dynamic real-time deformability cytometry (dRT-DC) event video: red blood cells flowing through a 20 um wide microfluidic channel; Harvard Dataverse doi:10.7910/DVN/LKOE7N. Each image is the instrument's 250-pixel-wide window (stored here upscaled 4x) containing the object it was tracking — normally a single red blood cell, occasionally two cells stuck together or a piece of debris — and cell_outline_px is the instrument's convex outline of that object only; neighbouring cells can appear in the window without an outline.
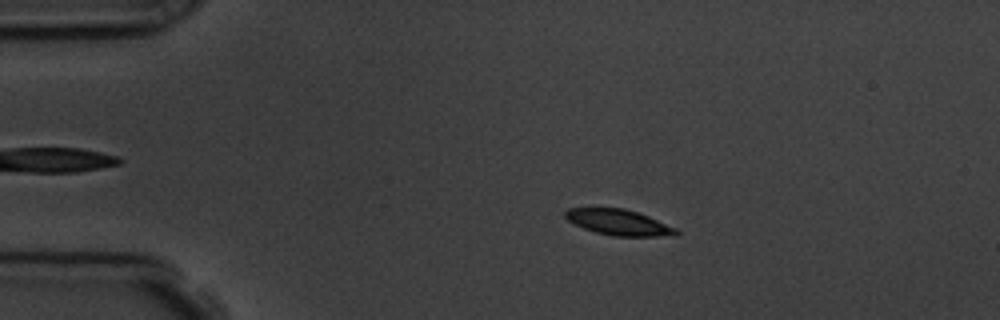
{"species": "common noctule bat (a hibernating species)", "species_latin": "Nyctalus noctula", "temperature_condition": "room temperature", "stored_images_in_passage": 15, "camera_frame_rate_fps": 3000, "um_per_image_px": 0.085, "animal": {"sex": "male", "body_mass_g": 19.5, "forearm_length_mm": 54.6}, "frame": {"image": 1, "passage_image": 3, "time_ms": 2.333, "image_size_px": [1000, 320], "cell_outline_px": [[680, 232], [676, 236], [612, 236], [596, 232], [584, 228], [568, 220], [564, 216], [564, 212], [568, 208], [624, 208], [640, 212], [676, 228]], "centroid_in_image_um": [52.63, 18.9], "position_along_channel_um": 32.4, "area_um2": 16.7}}
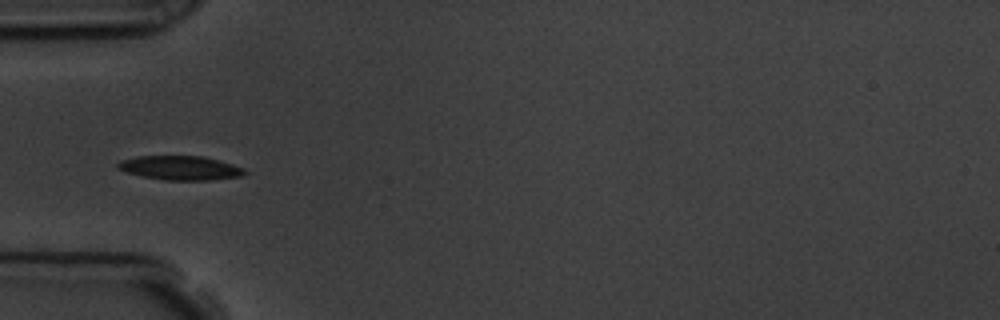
{"frame": {"image": 2, "passage_image": 5, "time_ms": 4.667, "image_size_px": [1000, 320], "cell_outline_px": [[248, 172], [244, 176], [212, 180], [164, 180], [140, 176], [116, 168], [116, 164], [120, 160], [136, 156], [204, 156], [232, 164], [244, 168]], "centroid_in_image_um": [15.33, 14.27], "position_along_channel_um": 69.7, "area_um2": 18.03}}
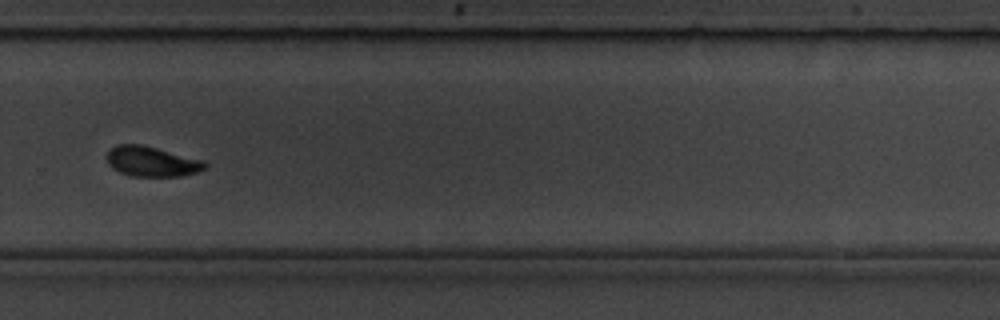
{"frame": {"image": 3, "passage_image": 11, "time_ms": 11.333, "image_size_px": [1000, 320], "cell_outline_px": [[208, 168], [196, 172], [180, 176], [132, 176], [120, 172], [112, 168], [108, 164], [108, 152], [116, 144], [140, 144], [204, 160], [208, 164]], "centroid_in_image_um": [12.93, 13.73], "position_along_channel_um": 316.9, "area_um2": 17.11}, "authors_computed_cell_mechanics": {"area_um2": 17.1666, "velocity_mm_per_s": 3.7075, "shape_relaxation_time_tau1_ms": 1.6319, "shape_relaxation_time_tau2_ms": null, "deformation_change_tau1": 0.0996, "deformation_change_tau2": null}}